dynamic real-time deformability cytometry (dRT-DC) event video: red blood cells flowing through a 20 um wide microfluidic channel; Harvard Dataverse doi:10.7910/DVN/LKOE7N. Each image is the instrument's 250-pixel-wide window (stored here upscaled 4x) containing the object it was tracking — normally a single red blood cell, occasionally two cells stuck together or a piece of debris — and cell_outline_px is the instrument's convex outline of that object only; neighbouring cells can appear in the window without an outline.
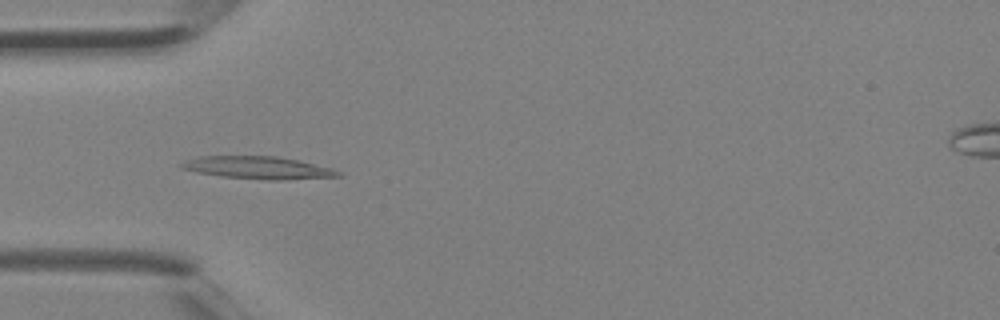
{"species": "Egyptian fruit bat (a non-hibernating species)", "species_latin": "Rousettus aegyptiacus", "temperature_condition": "room temperature", "stored_images_in_passage": 3, "camera_frame_rate_fps": 3000, "um_per_image_px": 0.085, "animal": {"sex": "female"}, "frame": {"image": 1, "passage_image": 3, "time_ms": 0.667, "image_size_px": [1000, 320], "cell_outline_px": [[344, 176], [280, 180], [268, 180], [220, 176], [196, 172], [180, 168], [180, 164], [188, 160], [200, 156], [276, 156], [296, 160], [332, 168], [340, 172]], "centroid_in_image_um": [21.94, 14.26], "position_along_channel_um": 63.1, "area_um2": 20.4}}